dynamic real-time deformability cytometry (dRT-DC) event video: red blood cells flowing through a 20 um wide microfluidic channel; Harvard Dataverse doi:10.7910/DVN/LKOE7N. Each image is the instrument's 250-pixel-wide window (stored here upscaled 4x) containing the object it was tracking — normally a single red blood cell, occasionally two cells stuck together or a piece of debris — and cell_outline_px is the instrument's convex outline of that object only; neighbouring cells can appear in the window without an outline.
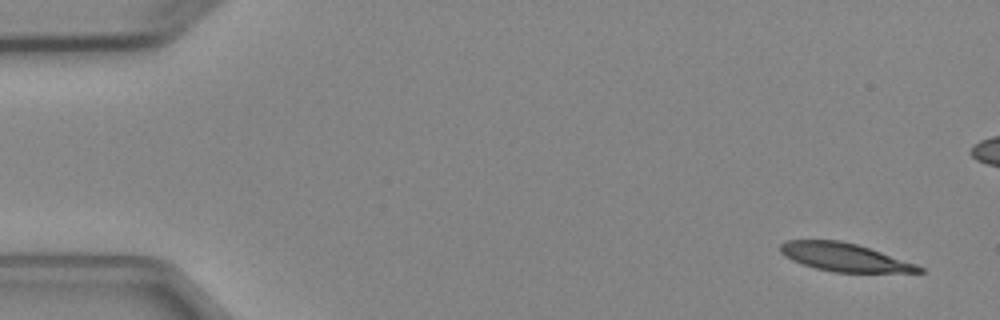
{"species": "Egyptian fruit bat (a non-hibernating species)", "species_latin": "Rousettus aegyptiacus", "temperature_condition": "cold", "stored_images_in_passage": 6, "camera_frame_rate_fps": 3000, "um_per_image_px": 0.085, "animal": {"sex": "female"}, "frame": {"image": 1, "passage_image": 1, "time_ms": 0.0, "image_size_px": [1000, 320], "cell_outline_px": [[924, 272], [832, 272], [816, 268], [792, 260], [784, 256], [780, 252], [780, 244], [788, 240], [840, 240], [856, 244], [916, 264], [924, 268]], "centroid_in_image_um": [71.74, 21.86], "position_along_channel_um": 13.3, "area_um2": 22.43}}